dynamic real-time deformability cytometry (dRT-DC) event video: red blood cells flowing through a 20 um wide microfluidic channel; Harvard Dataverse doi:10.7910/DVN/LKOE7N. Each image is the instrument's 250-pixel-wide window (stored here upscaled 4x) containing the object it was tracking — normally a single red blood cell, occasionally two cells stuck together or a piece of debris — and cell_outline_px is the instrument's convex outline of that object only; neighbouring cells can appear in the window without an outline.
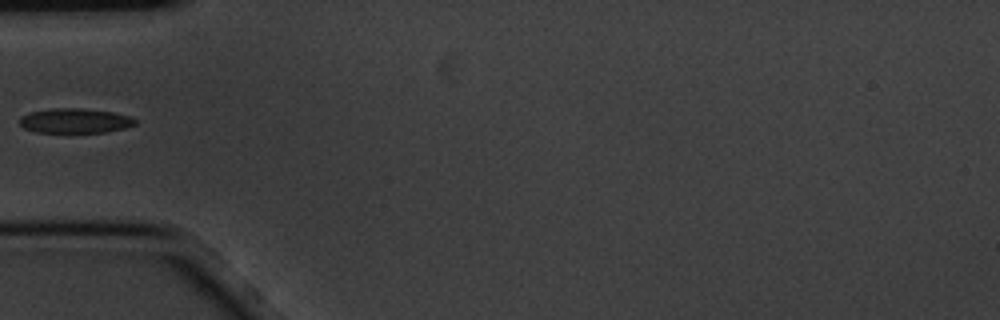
{"species": "common noctule bat (a hibernating species)", "species_latin": "Nyctalus noctula", "temperature_condition": "cold", "stored_images_in_passage": 2, "camera_frame_rate_fps": 3000, "um_per_image_px": 0.085, "animal": {"sex": "male", "body_mass_g": 20.1, "forearm_length_mm": 53.5}, "frame": {"image": 1, "passage_image": 2, "time_ms": 0.333, "image_size_px": [1000, 320], "cell_outline_px": [[136, 124], [124, 128], [108, 132], [36, 132], [24, 128], [20, 124], [20, 116], [32, 112], [52, 108], [80, 108], [112, 112], [132, 116], [136, 120]], "centroid_in_image_um": [6.4, 10.26], "position_along_channel_um": 78.6, "area_um2": 16.59}}